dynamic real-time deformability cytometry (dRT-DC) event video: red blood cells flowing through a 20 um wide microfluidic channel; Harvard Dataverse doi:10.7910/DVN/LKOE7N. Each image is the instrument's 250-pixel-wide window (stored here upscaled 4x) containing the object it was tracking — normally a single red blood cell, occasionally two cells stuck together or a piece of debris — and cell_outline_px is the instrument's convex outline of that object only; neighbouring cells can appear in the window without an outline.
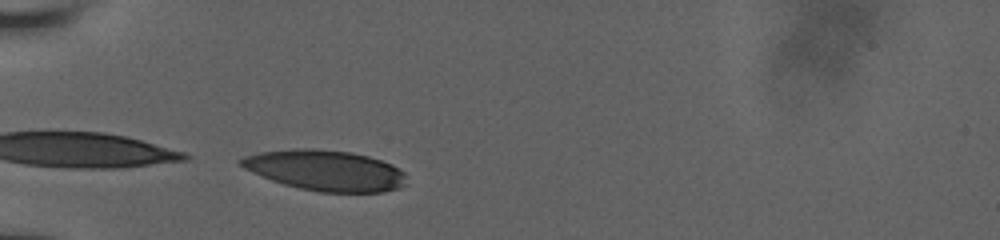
{"species": "human", "species_latin": "Homo sapiens", "temperature_condition": "room temperature", "stored_images_in_passage": 20, "camera_frame_rate_fps": 3000, "um_per_image_px": 0.085, "donor": {"sex": "male"}, "frame": {"image": 1, "passage_image": 1, "time_ms": 0.0, "image_size_px": [1000, 240], "cell_outline_px": [[404, 184], [396, 188], [384, 192], [320, 192], [300, 188], [284, 184], [272, 180], [252, 172], [244, 168], [236, 160], [244, 156], [260, 152], [292, 148], [312, 148], [348, 152], [368, 156], [392, 164], [404, 172]], "centroid_in_image_um": [27.61, 14.47], "position_along_channel_um": 57.4, "area_um2": 38.9}}
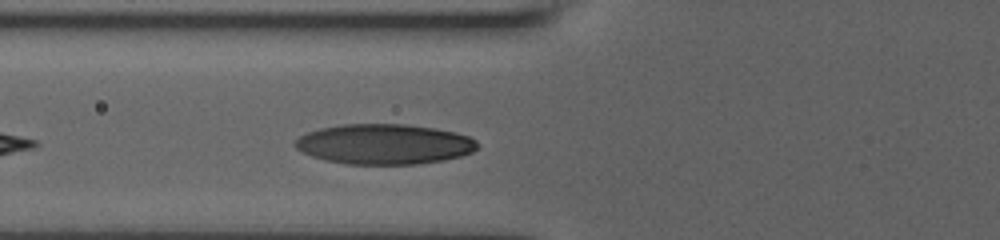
{"frame": {"image": 2, "passage_image": 8, "time_ms": 1.333, "image_size_px": [1000, 240], "cell_outline_px": [[480, 144], [472, 152], [460, 156], [444, 160], [416, 164], [348, 164], [324, 160], [300, 152], [292, 144], [300, 136], [308, 132], [320, 128], [340, 124], [404, 124], [436, 128], [456, 132], [468, 136], [476, 140]], "centroid_in_image_um": [32.65, 12.25], "position_along_channel_um": 93.1, "area_um2": 42.95}}
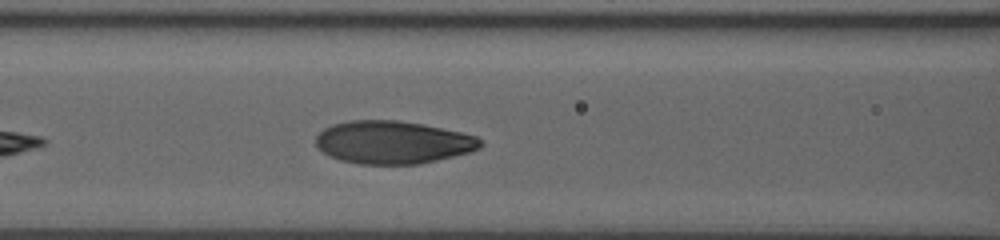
{"frame": {"image": 3, "passage_image": 13, "time_ms": 2.333, "image_size_px": [1000, 240], "cell_outline_px": [[484, 144], [480, 148], [472, 152], [420, 164], [360, 164], [340, 160], [328, 156], [316, 148], [316, 136], [324, 128], [332, 124], [352, 120], [396, 120], [420, 124], [460, 132], [476, 136], [484, 140]], "centroid_in_image_um": [33.39, 12.11], "position_along_channel_um": 133.2, "area_um2": 41.33}}